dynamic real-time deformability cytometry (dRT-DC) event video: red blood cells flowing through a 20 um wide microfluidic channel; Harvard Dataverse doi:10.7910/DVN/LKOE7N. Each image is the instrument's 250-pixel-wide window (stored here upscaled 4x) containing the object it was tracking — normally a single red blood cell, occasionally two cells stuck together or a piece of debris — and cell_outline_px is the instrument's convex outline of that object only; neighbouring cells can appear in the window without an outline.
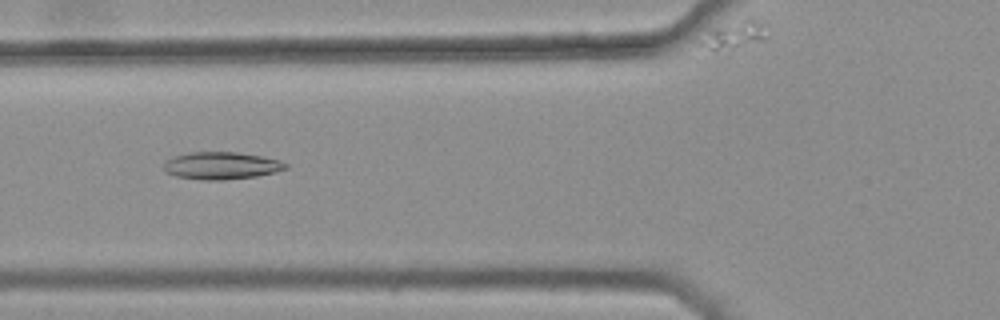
{"species": "common noctule bat (a hibernating species)", "species_latin": "Nyctalus noctula", "temperature_condition": "warm", "stored_images_in_passage": 37, "camera_frame_rate_fps": 3000, "um_per_image_px": 0.085, "animal": {"sex": "female", "body_mass_g": 25.1}, "frame": {"image": 1, "passage_image": 10, "time_ms": 3.0, "image_size_px": [1000, 320], "cell_outline_px": [[288, 168], [256, 176], [224, 180], [200, 180], [176, 176], [168, 172], [164, 168], [164, 164], [172, 156], [188, 152], [240, 152], [264, 156], [280, 160], [288, 164]], "centroid_in_image_um": [18.83, 14.07], "position_along_channel_um": 107.0, "area_um2": 19.48}}
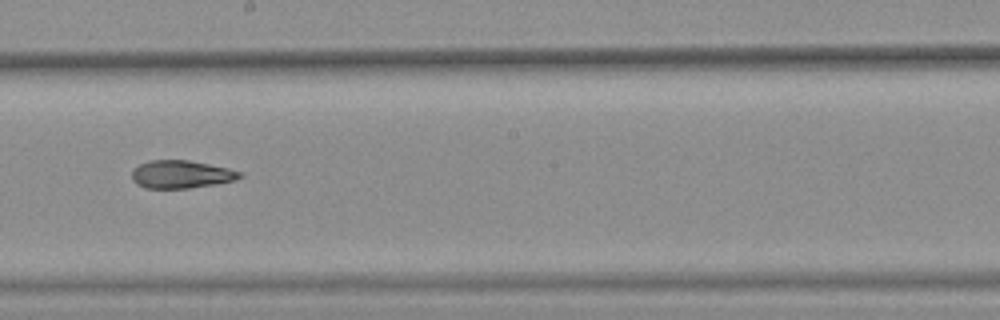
{"frame": {"image": 2, "passage_image": 20, "time_ms": 6.333, "image_size_px": [1000, 320], "cell_outline_px": [[244, 176], [236, 180], [216, 184], [188, 188], [144, 188], [136, 184], [132, 180], [132, 172], [140, 164], [148, 160], [188, 160], [228, 168], [244, 172]], "centroid_in_image_um": [15.43, 14.82], "position_along_channel_um": 232.8, "area_um2": 17.63}}
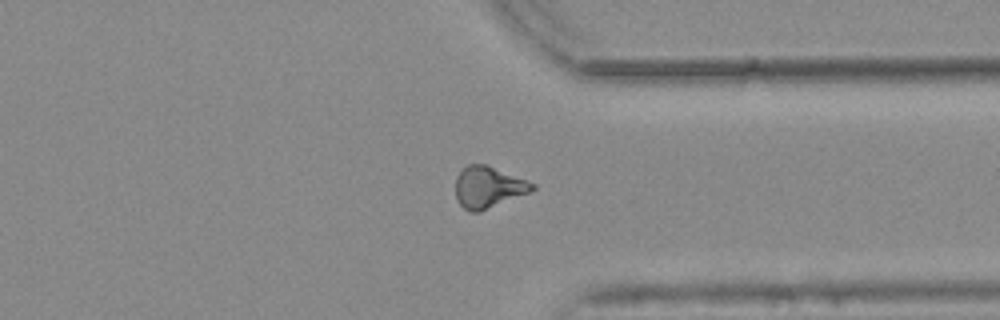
{"frame": {"image": 3, "passage_image": 31, "time_ms": 10.0, "image_size_px": [1000, 320], "cell_outline_px": [[536, 188], [528, 192], [480, 212], [472, 212], [464, 208], [456, 200], [456, 176], [468, 164], [484, 164], [536, 184]], "centroid_in_image_um": [41.47, 15.92], "position_along_channel_um": 369.9, "area_um2": 18.15}, "authors_computed_cell_mechanics": {"area_um2": 18.1492, "velocity_mm_per_s": 3.7778, "shape_relaxation_time_tau1_ms": null, "shape_relaxation_time_tau2_ms": 5.9177, "deformation_change_tau1": null, "deformation_change_tau2": 0.1232}}